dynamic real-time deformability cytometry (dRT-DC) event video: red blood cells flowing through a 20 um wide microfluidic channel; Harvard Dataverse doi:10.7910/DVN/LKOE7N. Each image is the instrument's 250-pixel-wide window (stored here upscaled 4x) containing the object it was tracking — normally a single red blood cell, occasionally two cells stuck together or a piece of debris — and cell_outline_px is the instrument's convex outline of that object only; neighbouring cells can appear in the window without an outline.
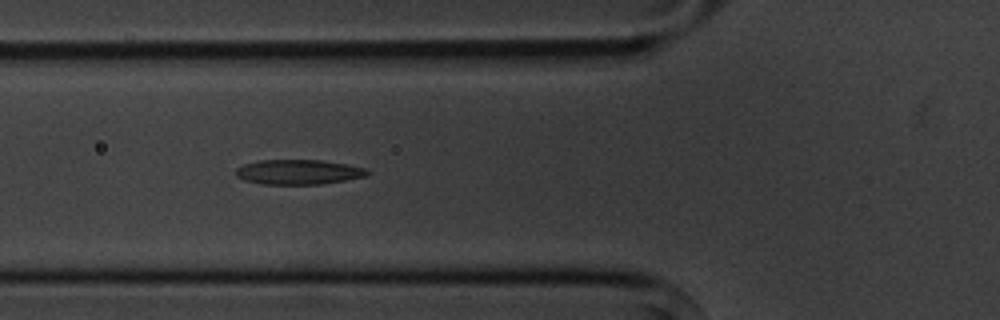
{"species": "common noctule bat (a hibernating species)", "species_latin": "Nyctalus noctula", "temperature_condition": "cold", "stored_images_in_passage": 5, "camera_frame_rate_fps": 3000, "um_per_image_px": 0.085, "animal": {"sex": "male", "body_mass_g": 20.1, "forearm_length_mm": 53.5}, "frame": {"image": 1, "passage_image": 5, "time_ms": 4.333, "image_size_px": [1000, 320], "cell_outline_px": [[368, 176], [320, 184], [264, 184], [244, 180], [236, 176], [236, 168], [244, 164], [256, 160], [320, 160], [348, 164], [364, 168], [368, 172]], "centroid_in_image_um": [25.34, 14.61], "position_along_channel_um": 100.5, "area_um2": 18.96}}